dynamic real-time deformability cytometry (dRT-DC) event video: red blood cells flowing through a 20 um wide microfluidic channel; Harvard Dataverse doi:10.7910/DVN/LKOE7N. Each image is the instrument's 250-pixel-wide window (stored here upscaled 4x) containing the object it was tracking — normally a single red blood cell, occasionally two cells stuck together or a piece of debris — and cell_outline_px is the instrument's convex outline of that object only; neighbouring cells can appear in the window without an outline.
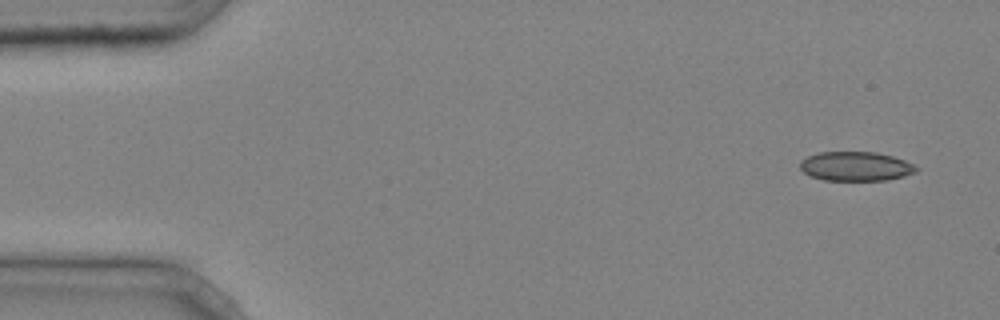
{"species": "common noctule bat (a hibernating species)", "species_latin": "Nyctalus noctula", "temperature_condition": "cold", "stored_images_in_passage": 3, "camera_frame_rate_fps": 3000, "um_per_image_px": 0.085, "animal": {"sex": "male", "body_mass_g": 20.4}, "frame": {"image": 1, "passage_image": 1, "time_ms": 0.0, "image_size_px": [1000, 320], "cell_outline_px": [[920, 168], [916, 172], [904, 176], [888, 180], [824, 180], [812, 176], [804, 172], [800, 168], [800, 160], [808, 156], [820, 152], [876, 152], [892, 156], [904, 160]], "centroid_in_image_um": [72.75, 14.13], "position_along_channel_um": 12.2, "area_um2": 19.77}}